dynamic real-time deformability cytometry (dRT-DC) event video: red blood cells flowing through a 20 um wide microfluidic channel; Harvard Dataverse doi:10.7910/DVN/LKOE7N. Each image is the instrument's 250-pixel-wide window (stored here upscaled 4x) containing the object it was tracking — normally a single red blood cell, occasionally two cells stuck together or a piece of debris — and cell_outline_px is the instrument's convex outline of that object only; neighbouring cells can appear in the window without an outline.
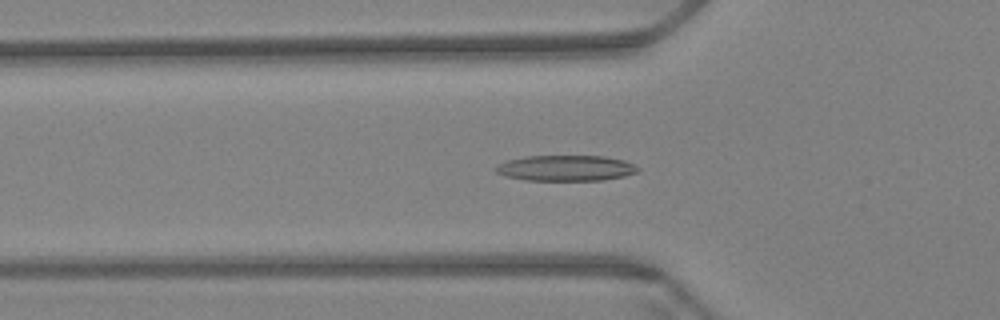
{"species": "Egyptian fruit bat (a non-hibernating species)", "species_latin": "Rousettus aegyptiacus", "temperature_condition": "warm", "stored_images_in_passage": 52, "camera_frame_rate_fps": 3000, "um_per_image_px": 0.085, "animal": {"sex": "female"}, "frame": {"image": 1, "passage_image": 20, "time_ms": 6.333, "image_size_px": [1000, 320], "cell_outline_px": [[640, 168], [636, 172], [624, 176], [604, 180], [524, 180], [504, 176], [496, 172], [492, 168], [508, 160], [528, 156], [604, 156], [624, 160]], "centroid_in_image_um": [48.07, 14.29], "position_along_channel_um": 77.7, "area_um2": 21.21}}
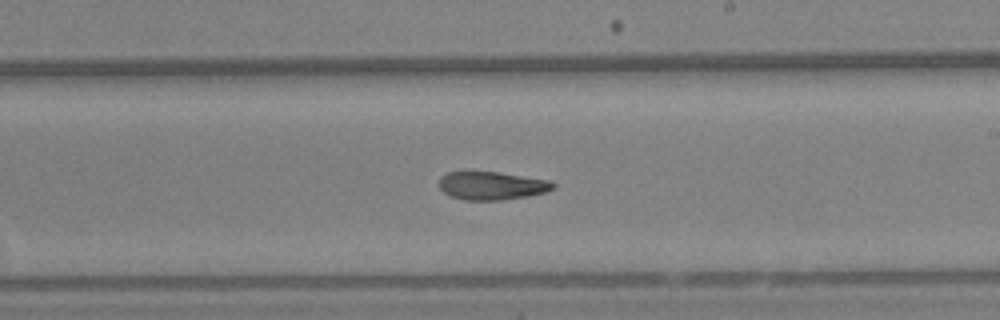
{"frame": {"image": 2, "passage_image": 35, "time_ms": 11.333, "image_size_px": [1000, 320], "cell_outline_px": [[556, 188], [544, 192], [528, 196], [500, 200], [464, 200], [452, 196], [444, 192], [440, 188], [440, 176], [448, 172], [496, 172], [548, 180], [556, 184]], "centroid_in_image_um": [41.81, 15.79], "position_along_channel_um": 247.2, "area_um2": 18.5}}
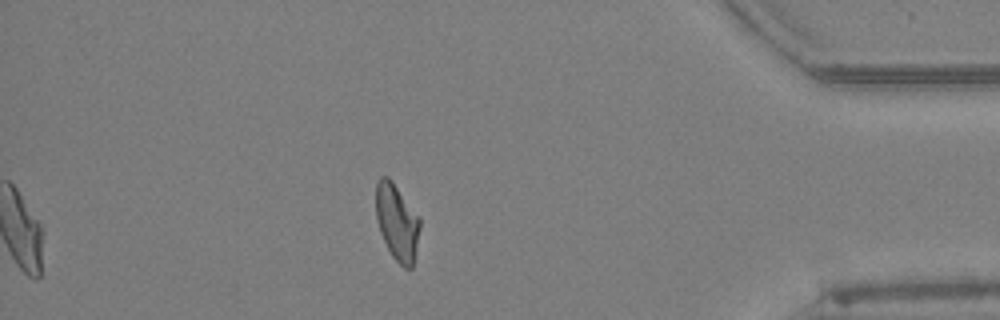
{"frame": {"image": 3, "passage_image": 52, "time_ms": 17.0, "image_size_px": [1000, 320], "cell_outline_px": [[420, 228], [412, 268], [404, 268], [392, 256], [380, 232], [376, 220], [376, 184], [380, 176], [388, 176], [392, 180], [420, 220]], "centroid_in_image_um": [33.72, 18.87], "position_along_channel_um": 401.5, "area_um2": 19.25}, "authors_computed_cell_mechanics": {"area_um2": 20.4034, "velocity_mm_per_s": 3.4061, "shape_relaxation_time_tau1_ms": null, "shape_relaxation_time_tau2_ms": 5.4349, "deformation_change_tau1": null, "deformation_change_tau2": 0.1329}}